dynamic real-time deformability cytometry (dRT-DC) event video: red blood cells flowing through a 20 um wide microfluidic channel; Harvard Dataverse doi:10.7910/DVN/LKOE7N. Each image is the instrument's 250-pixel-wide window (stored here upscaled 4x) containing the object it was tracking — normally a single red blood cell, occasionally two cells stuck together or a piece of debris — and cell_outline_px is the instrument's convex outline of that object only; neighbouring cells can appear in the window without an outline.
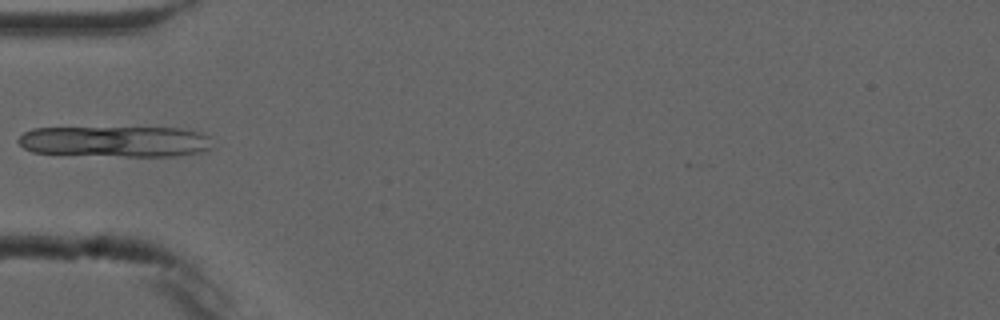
{"species": "common noctule bat (a hibernating species)", "species_latin": "Nyctalus noctula", "temperature_condition": "cold", "stored_images_in_passage": 4, "camera_frame_rate_fps": 3000, "um_per_image_px": 0.085, "animal": {"sex": "male", "forearm_length_mm": 52.5}, "frame": {"image": 1, "passage_image": 4, "time_ms": 3.333, "image_size_px": [1000, 320], "cell_outline_px": [[212, 148], [204, 152], [176, 156], [124, 156], [32, 152], [24, 148], [16, 140], [24, 132], [32, 128], [180, 128], [200, 132], [208, 136]], "centroid_in_image_um": [9.83, 12.02], "position_along_channel_um": 75.2, "area_um2": 34.91}}